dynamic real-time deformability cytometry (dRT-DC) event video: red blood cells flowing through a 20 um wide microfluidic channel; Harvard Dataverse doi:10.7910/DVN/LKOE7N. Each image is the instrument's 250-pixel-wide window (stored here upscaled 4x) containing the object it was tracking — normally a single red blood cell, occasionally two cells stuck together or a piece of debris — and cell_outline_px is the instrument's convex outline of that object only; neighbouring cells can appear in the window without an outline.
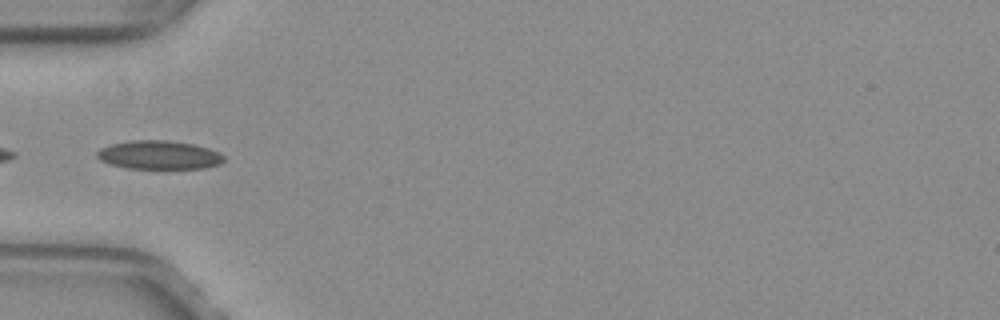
{"species": "common noctule bat (a hibernating species)", "species_latin": "Nyctalus noctula", "temperature_condition": "warm", "stored_images_in_passage": 30, "camera_frame_rate_fps": 3000, "um_per_image_px": 0.085, "animal": {"sex": "female", "body_mass_g": 29.2, "forearm_length_mm": 56.3}, "frame": {"image": 1, "passage_image": 1, "time_ms": 0.0, "image_size_px": [1000, 320], "cell_outline_px": [[224, 160], [220, 164], [204, 168], [128, 168], [108, 164], [100, 160], [96, 156], [96, 152], [100, 148], [112, 144], [132, 140], [168, 140], [192, 144], [208, 148], [224, 156]], "centroid_in_image_um": [13.48, 13.17], "position_along_channel_um": 71.5, "area_um2": 21.04}}
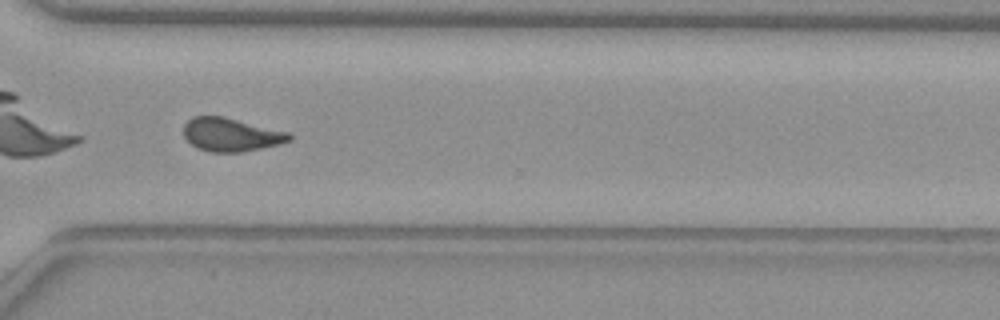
{"frame": {"image": 2, "passage_image": 22, "time_ms": 7.0, "image_size_px": [1000, 320], "cell_outline_px": [[292, 140], [280, 144], [264, 148], [240, 152], [212, 152], [200, 148], [192, 144], [184, 136], [184, 124], [192, 116], [220, 116], [288, 132], [292, 136]], "centroid_in_image_um": [19.65, 11.45], "position_along_channel_um": 351.0, "area_um2": 20.29}, "authors_computed_cell_mechanics": {"area_um2": 20.6346, "velocity_mm_per_s": 3.9884, "shape_relaxation_time_tau1_ms": null, "shape_relaxation_time_tau2_ms": 1.7048, "deformation_change_tau1": null, "deformation_change_tau2": 0.0799}}